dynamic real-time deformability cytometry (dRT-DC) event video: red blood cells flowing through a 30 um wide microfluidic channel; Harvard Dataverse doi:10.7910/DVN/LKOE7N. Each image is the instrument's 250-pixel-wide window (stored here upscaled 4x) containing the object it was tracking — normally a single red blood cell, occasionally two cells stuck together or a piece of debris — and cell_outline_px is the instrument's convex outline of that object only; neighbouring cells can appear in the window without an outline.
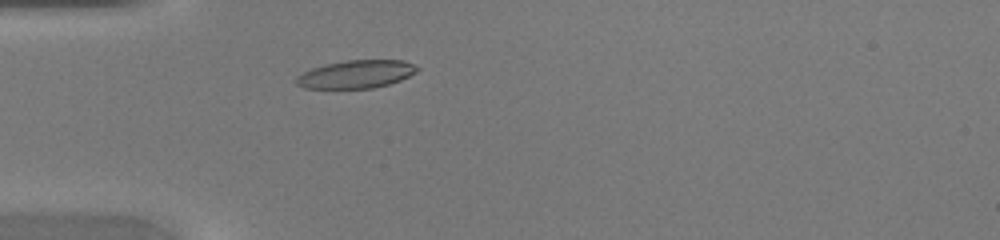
{"species": "common noctule bat (a hibernating species)", "species_latin": "Nyctalus noctula", "temperature_condition": "warm", "stored_images_in_passage": 40, "camera_frame_rate_fps": 3000, "um_per_image_px": 0.085, "animal": {"sex": "female", "body_mass_g": 20.0, "forearm_length_mm": 54.0}, "frame": {"image": 1, "passage_image": 8, "time_ms": 2.333, "image_size_px": [1000, 240], "cell_outline_px": [[420, 68], [416, 72], [400, 80], [388, 84], [372, 88], [304, 88], [296, 84], [296, 76], [312, 68], [324, 64], [348, 60], [404, 60]], "centroid_in_image_um": [30.26, 6.3], "position_along_channel_um": 54.7, "area_um2": 19.59}}
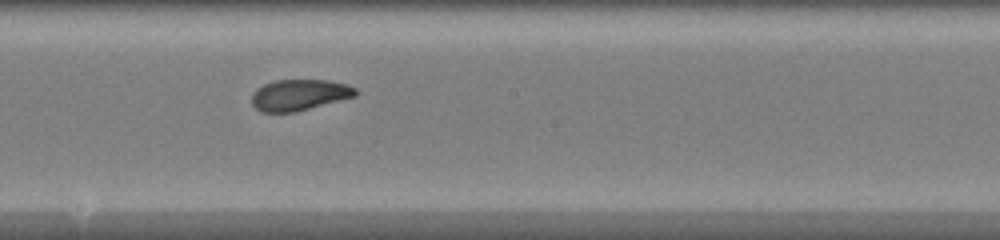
{"frame": {"image": 2, "passage_image": 20, "time_ms": 6.333, "image_size_px": [1000, 240], "cell_outline_px": [[356, 96], [296, 112], [260, 112], [252, 104], [252, 92], [256, 88], [264, 84], [276, 80], [328, 80], [348, 84], [356, 88]], "centroid_in_image_um": [25.43, 8.06], "position_along_channel_um": 222.8, "area_um2": 18.9}}
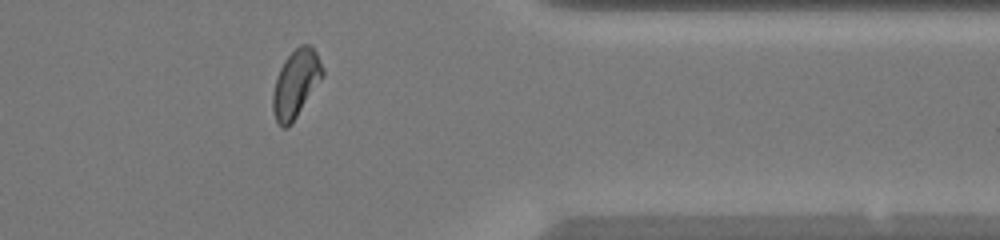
{"frame": {"image": 3, "passage_image": 32, "time_ms": 10.333, "image_size_px": [1000, 240], "cell_outline_px": [[324, 76], [292, 124], [288, 128], [280, 128], [276, 120], [272, 108], [272, 92], [276, 76], [284, 60], [300, 44], [312, 44], [324, 68]], "centroid_in_image_um": [25.15, 7.12], "position_along_channel_um": 386.3, "area_um2": 20.0}}